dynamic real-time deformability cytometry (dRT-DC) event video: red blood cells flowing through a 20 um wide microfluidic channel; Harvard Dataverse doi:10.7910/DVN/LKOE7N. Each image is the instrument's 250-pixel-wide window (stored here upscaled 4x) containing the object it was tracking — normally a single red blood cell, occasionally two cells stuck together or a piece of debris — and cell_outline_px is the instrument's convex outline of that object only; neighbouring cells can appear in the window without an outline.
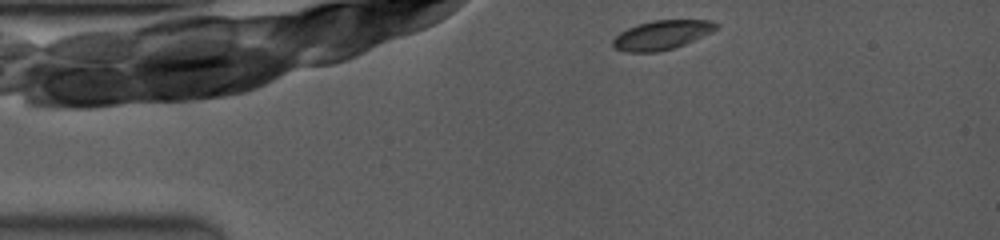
{"species": "common noctule bat (a hibernating species)", "species_latin": "Nyctalus noctula", "temperature_condition": "room temperature", "stored_images_in_passage": 9, "camera_frame_rate_fps": 3500, "um_per_image_px": 0.085, "animal": {"sex": "female", "body_mass_g": 19.0, "forearm_length_mm": 53.3}, "frame": {"image": 1, "passage_image": 2, "time_ms": 0.286, "image_size_px": [1000, 240], "cell_outline_px": [[720, 28], [712, 32], [684, 44], [672, 48], [656, 52], [624, 52], [612, 48], [612, 40], [620, 32], [636, 24], [652, 20], [708, 20], [720, 24]], "centroid_in_image_um": [56.23, 2.97], "position_along_channel_um": 28.8, "area_um2": 17.69}}